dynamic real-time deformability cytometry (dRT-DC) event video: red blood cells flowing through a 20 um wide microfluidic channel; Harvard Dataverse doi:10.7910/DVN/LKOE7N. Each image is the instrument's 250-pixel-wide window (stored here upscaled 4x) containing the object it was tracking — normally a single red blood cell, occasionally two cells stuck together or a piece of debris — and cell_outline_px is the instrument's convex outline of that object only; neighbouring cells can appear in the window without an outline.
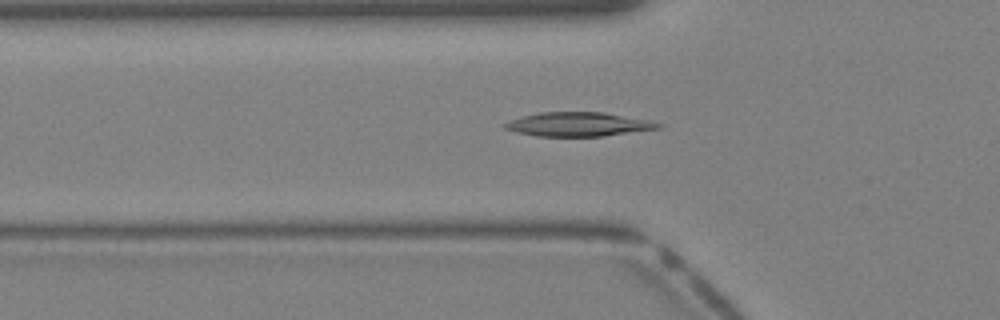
{"species": "Egyptian fruit bat (a non-hibernating species)", "species_latin": "Rousettus aegyptiacus", "temperature_condition": "warm", "stored_images_in_passage": 40, "camera_frame_rate_fps": 3000, "um_per_image_px": 0.085, "animal": {"sex": "female"}, "frame": {"image": 1, "passage_image": 14, "time_ms": 4.333, "image_size_px": [1000, 320], "cell_outline_px": [[664, 124], [660, 128], [604, 136], [536, 136], [516, 132], [504, 128], [504, 124], [520, 116], [540, 112], [604, 112], [648, 120]], "centroid_in_image_um": [49.16, 10.56], "position_along_channel_um": 76.6, "area_um2": 21.39}}
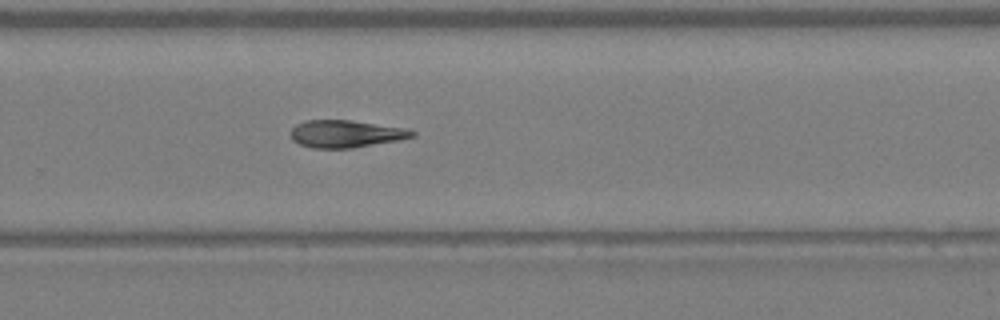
{"frame": {"image": 2, "passage_image": 27, "time_ms": 8.667, "image_size_px": [1000, 320], "cell_outline_px": [[416, 136], [400, 140], [352, 148], [312, 148], [300, 144], [292, 140], [292, 128], [296, 124], [308, 120], [348, 120], [408, 128], [416, 132]], "centroid_in_image_um": [29.44, 11.38], "position_along_channel_um": 300.4, "area_um2": 19.36}}
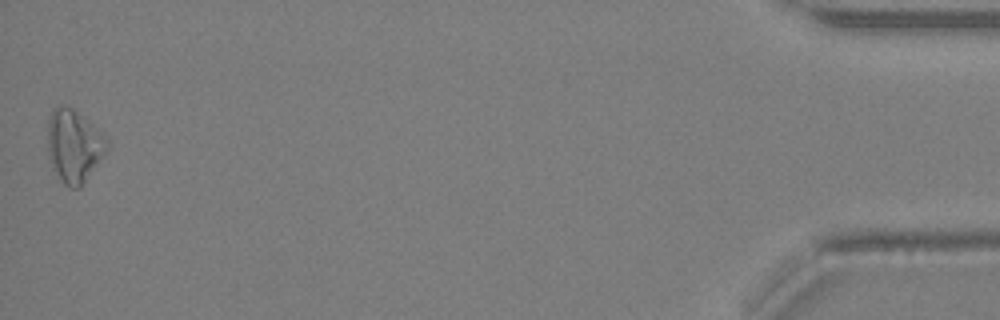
{"frame": {"image": 3, "passage_image": 40, "time_ms": 13.0, "image_size_px": [1000, 320], "cell_outline_px": [[108, 148], [80, 188], [68, 188], [60, 180], [52, 168], [48, 156], [48, 120], [52, 108], [60, 104], [64, 104], [72, 108], [84, 116], [108, 140]], "centroid_in_image_um": [6.25, 12.38], "position_along_channel_um": 429.0, "area_um2": 25.2}}